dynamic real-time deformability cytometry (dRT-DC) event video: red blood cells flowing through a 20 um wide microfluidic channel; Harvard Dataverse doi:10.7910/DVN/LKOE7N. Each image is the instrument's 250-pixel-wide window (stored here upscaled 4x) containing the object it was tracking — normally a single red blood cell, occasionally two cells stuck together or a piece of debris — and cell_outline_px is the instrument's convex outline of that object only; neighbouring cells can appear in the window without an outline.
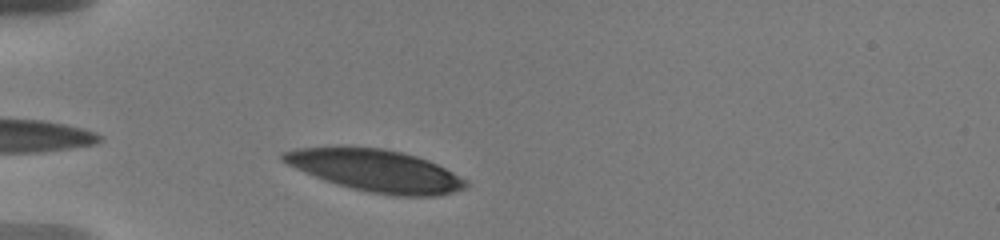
{"species": "human", "species_latin": "Homo sapiens", "temperature_condition": "warm", "stored_images_in_passage": 7, "camera_frame_rate_fps": 3000, "um_per_image_px": 0.085, "donor": {"sex": "male"}, "frame": {"image": 1, "passage_image": 1, "time_ms": 0.0, "image_size_px": [1000, 240], "cell_outline_px": [[472, 184], [468, 188], [440, 196], [396, 196], [372, 192], [352, 188], [336, 184], [324, 180], [296, 168], [280, 160], [280, 152], [296, 148], [384, 148], [416, 156], [428, 160], [468, 180]], "centroid_in_image_um": [32.0, 14.52], "position_along_channel_um": 53.0, "area_um2": 44.39}}
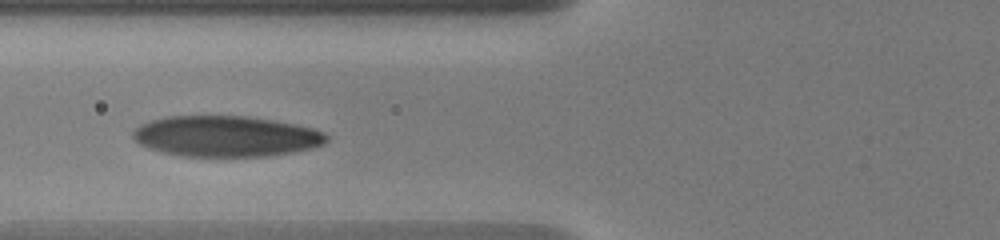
{"frame": {"image": 2, "passage_image": 4, "time_ms": 2.0, "image_size_px": [1000, 240], "cell_outline_px": [[328, 140], [324, 144], [312, 148], [292, 152], [268, 156], [184, 156], [164, 152], [148, 148], [140, 144], [132, 136], [132, 132], [140, 124], [152, 120], [168, 116], [248, 116], [276, 120], [296, 124], [312, 128], [324, 132], [328, 136]], "centroid_in_image_um": [19.23, 11.57], "position_along_channel_um": 106.6, "area_um2": 46.07}}
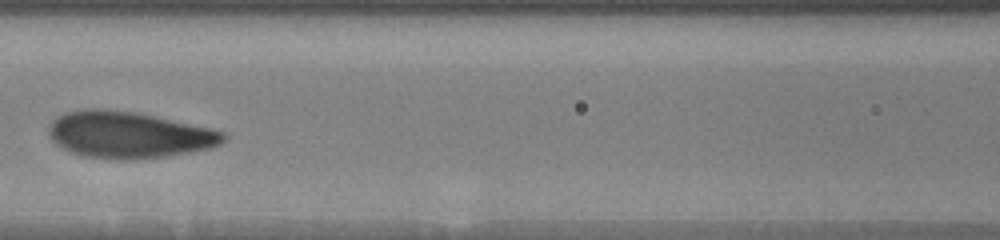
{"frame": {"image": 3, "passage_image": 6, "time_ms": 3.333, "image_size_px": [1000, 240], "cell_outline_px": [[228, 136], [220, 144], [212, 148], [164, 156], [136, 160], [124, 160], [84, 156], [72, 152], [56, 144], [48, 136], [48, 128], [52, 120], [64, 112], [84, 108], [100, 108], [136, 112], [208, 128], [224, 132]], "centroid_in_image_um": [10.9, 11.45], "position_along_channel_um": 155.7, "area_um2": 47.34}}